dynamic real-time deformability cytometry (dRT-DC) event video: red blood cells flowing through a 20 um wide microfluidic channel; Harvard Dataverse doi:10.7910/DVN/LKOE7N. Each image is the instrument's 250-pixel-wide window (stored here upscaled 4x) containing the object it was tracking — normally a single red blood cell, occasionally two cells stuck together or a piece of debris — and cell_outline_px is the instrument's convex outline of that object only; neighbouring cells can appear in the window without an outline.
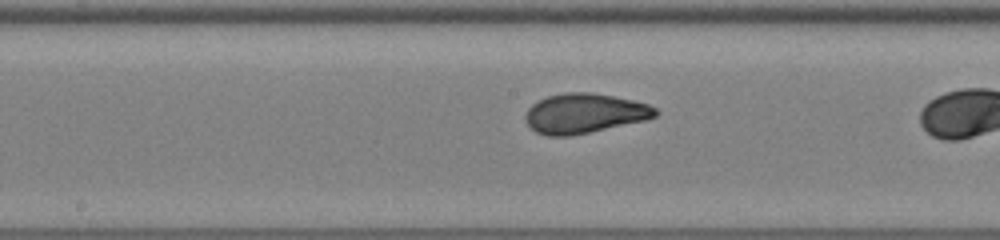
{"species": "human", "species_latin": "Homo sapiens", "temperature_condition": "warm", "stored_images_in_passage": 40, "camera_frame_rate_fps": 3000, "um_per_image_px": 0.085, "donor": {"sex": "male"}, "frame": {"image": 1, "passage_image": 26, "time_ms": 8.333, "image_size_px": [1000, 240], "cell_outline_px": [[660, 112], [656, 116], [648, 120], [572, 136], [548, 136], [536, 132], [524, 120], [524, 116], [528, 108], [532, 104], [548, 96], [564, 92], [592, 92], [632, 100], [648, 104], [656, 108]], "centroid_in_image_um": [49.69, 9.64], "position_along_channel_um": 198.5, "area_um2": 30.35}}
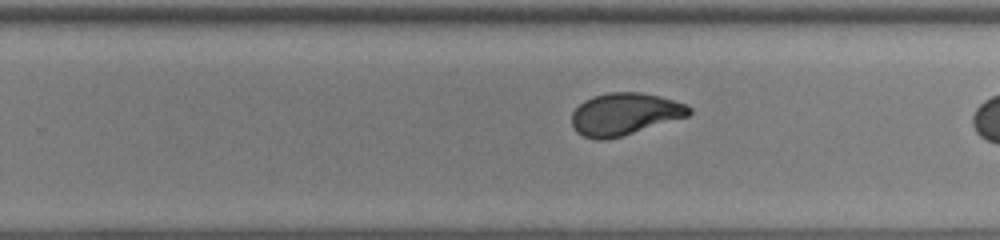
{"frame": {"image": 2, "passage_image": 32, "time_ms": 10.333, "image_size_px": [1000, 240], "cell_outline_px": [[692, 112], [688, 116], [608, 140], [596, 140], [584, 136], [576, 132], [572, 124], [572, 112], [584, 100], [592, 96], [608, 92], [640, 92], [660, 96], [684, 104], [692, 108]], "centroid_in_image_um": [53.07, 9.69], "position_along_channel_um": 276.7, "area_um2": 28.78}}